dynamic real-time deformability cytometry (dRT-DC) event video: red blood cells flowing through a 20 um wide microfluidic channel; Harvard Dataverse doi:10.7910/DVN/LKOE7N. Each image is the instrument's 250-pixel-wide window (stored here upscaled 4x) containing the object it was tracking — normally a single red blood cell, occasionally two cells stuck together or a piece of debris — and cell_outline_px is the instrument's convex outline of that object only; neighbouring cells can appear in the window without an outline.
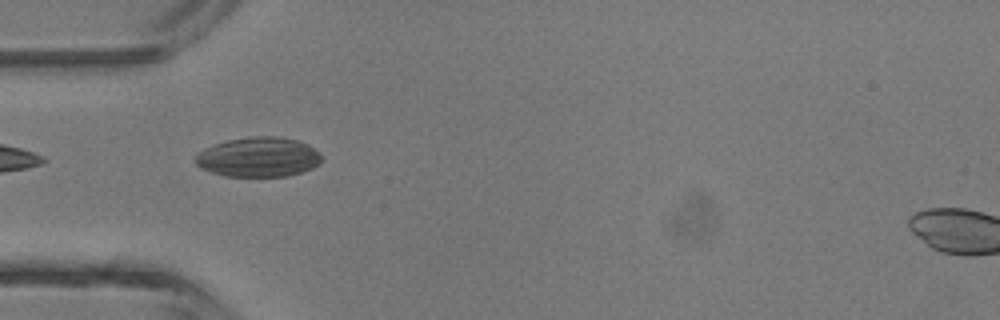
{"species": "common noctule bat (a hibernating species)", "species_latin": "Nyctalus noctula", "temperature_condition": "room temperature", "stored_images_in_passage": 4, "camera_frame_rate_fps": 3000, "um_per_image_px": 0.085, "animal": {"sex": "male", "body_mass_g": 13.3}, "frame": {"image": 1, "passage_image": 3, "time_ms": 2.333, "image_size_px": [1000, 320], "cell_outline_px": [[324, 160], [320, 164], [312, 168], [288, 176], [224, 176], [200, 168], [196, 164], [196, 152], [204, 148], [228, 140], [252, 136], [276, 136], [296, 140], [308, 144], [320, 152], [324, 156]], "centroid_in_image_um": [22.0, 13.35], "position_along_channel_um": 63.0, "area_um2": 29.42}}
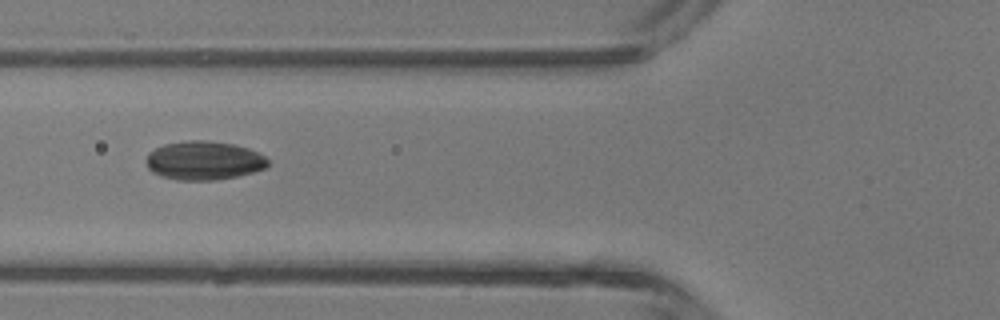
{"frame": {"image": 2, "passage_image": 4, "time_ms": 3.333, "image_size_px": [1000, 320], "cell_outline_px": [[268, 164], [264, 168], [252, 172], [236, 176], [216, 180], [176, 180], [160, 176], [152, 172], [148, 168], [148, 152], [164, 144], [188, 140], [204, 140], [232, 144], [248, 148], [264, 156], [268, 160]], "centroid_in_image_um": [17.31, 13.65], "position_along_channel_um": 108.5, "area_um2": 27.28}}